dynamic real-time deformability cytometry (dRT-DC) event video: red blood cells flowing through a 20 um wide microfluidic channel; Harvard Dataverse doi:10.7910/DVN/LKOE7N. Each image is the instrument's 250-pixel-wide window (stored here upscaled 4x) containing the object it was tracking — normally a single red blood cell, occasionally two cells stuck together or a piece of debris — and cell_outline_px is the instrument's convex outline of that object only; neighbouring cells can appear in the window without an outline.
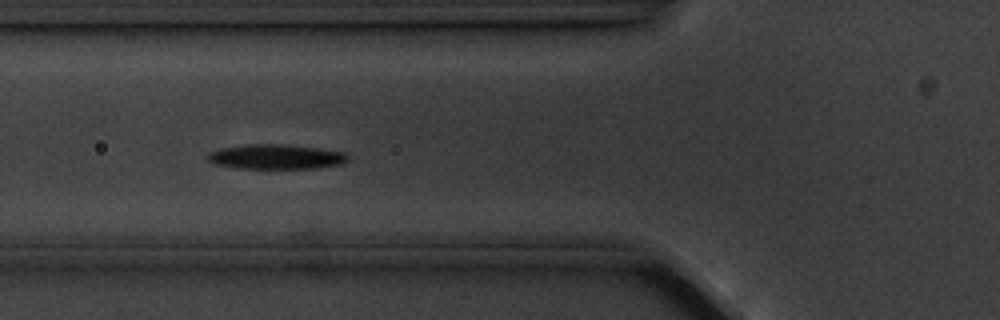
{"species": "common noctule bat (a hibernating species)", "species_latin": "Nyctalus noctula", "temperature_condition": "cold", "stored_images_in_passage": 13, "camera_frame_rate_fps": 3000, "um_per_image_px": 0.085, "animal": {"sex": "male", "body_mass_g": 20.1, "forearm_length_mm": 53.5}, "frame": {"image": 1, "passage_image": 6, "time_ms": 6.667, "image_size_px": [1000, 320], "cell_outline_px": [[348, 160], [344, 164], [320, 168], [236, 168], [212, 164], [208, 160], [208, 152], [220, 148], [244, 144], [284, 144], [320, 148], [344, 152], [348, 156]], "centroid_in_image_um": [23.46, 13.32], "position_along_channel_um": 102.3, "area_um2": 20.52}}
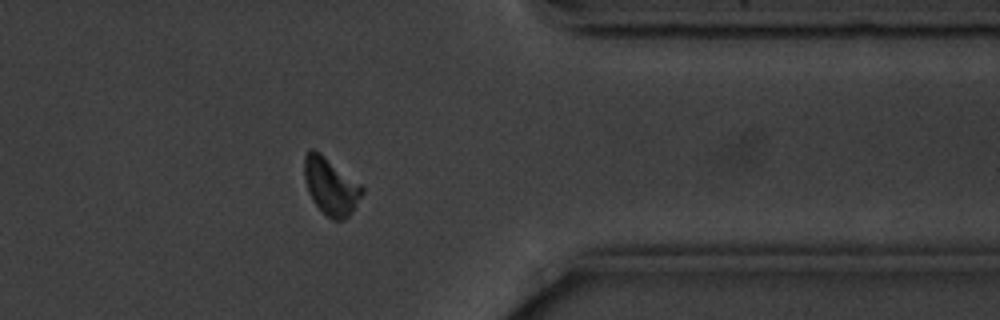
{"frame": {"image": 2, "passage_image": 13, "time_ms": 15.0, "image_size_px": [1000, 320], "cell_outline_px": [[364, 192], [352, 212], [344, 220], [332, 220], [312, 200], [308, 192], [304, 176], [304, 156], [312, 148], [320, 152], [360, 184], [364, 188]], "centroid_in_image_um": [28.11, 15.83], "position_along_channel_um": 383.3, "area_um2": 19.02}, "authors_computed_cell_mechanics": {"area_um2": 20.0566, "velocity_mm_per_s": 3.5236, "shape_relaxation_time_tau1_ms": 1.5193, "shape_relaxation_time_tau2_ms": 7.3807, "deformation_change_tau1": 0.0868, "deformation_change_tau2": 0.1196}}